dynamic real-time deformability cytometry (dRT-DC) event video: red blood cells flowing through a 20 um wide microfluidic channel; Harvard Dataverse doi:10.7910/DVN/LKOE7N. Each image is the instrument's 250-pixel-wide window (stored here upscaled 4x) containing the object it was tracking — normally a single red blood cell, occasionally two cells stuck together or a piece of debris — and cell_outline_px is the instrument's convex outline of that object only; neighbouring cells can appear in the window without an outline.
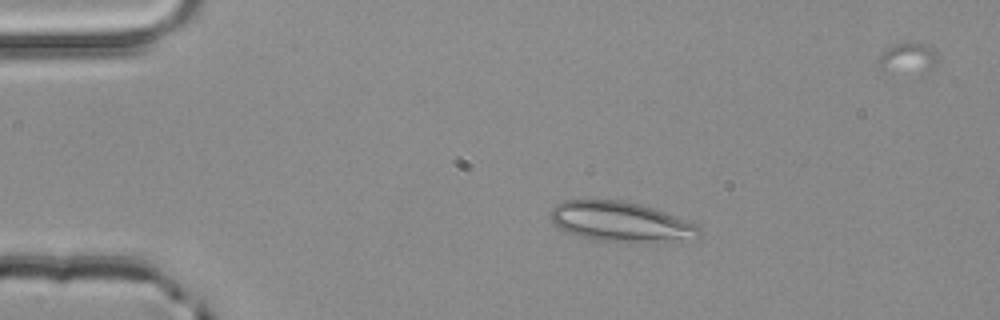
{"species": "common noctule bat (a hibernating species)", "species_latin": "Nyctalus noctula", "temperature_condition": "room temperature", "stored_images_in_passage": 3, "camera_frame_rate_fps": 3000, "um_per_image_px": 0.085, "animal": {"sex": "male", "body_mass_g": 20.4}, "frame": {"image": 1, "passage_image": 1, "time_ms": 0.0, "image_size_px": [1000, 320], "cell_outline_px": [[700, 236], [676, 244], [632, 244], [596, 240], [580, 236], [568, 232], [560, 228], [552, 220], [552, 208], [556, 204], [564, 200], [624, 200], [640, 204], [664, 212], [696, 224], [700, 232]], "centroid_in_image_um": [52.87, 18.91], "position_along_channel_um": 32.1, "area_um2": 35.43}}